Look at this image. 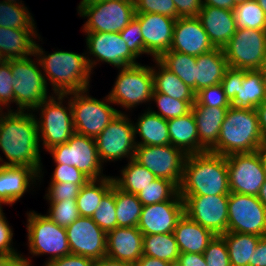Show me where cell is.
<instances>
[{"mask_svg": "<svg viewBox=\"0 0 266 266\" xmlns=\"http://www.w3.org/2000/svg\"><path fill=\"white\" fill-rule=\"evenodd\" d=\"M0 111V148L8 162L3 166H28L41 177L40 139L37 119L33 113ZM2 113V114H1Z\"/></svg>", "mask_w": 266, "mask_h": 266, "instance_id": "cell-1", "label": "cell"}, {"mask_svg": "<svg viewBox=\"0 0 266 266\" xmlns=\"http://www.w3.org/2000/svg\"><path fill=\"white\" fill-rule=\"evenodd\" d=\"M230 194L227 159L210 151L187 155L179 195Z\"/></svg>", "mask_w": 266, "mask_h": 266, "instance_id": "cell-2", "label": "cell"}, {"mask_svg": "<svg viewBox=\"0 0 266 266\" xmlns=\"http://www.w3.org/2000/svg\"><path fill=\"white\" fill-rule=\"evenodd\" d=\"M39 44L35 45L33 56L37 58L46 76L51 82L54 94H67L89 88L91 69L85 54L68 51H55L46 55ZM48 77V78H45Z\"/></svg>", "mask_w": 266, "mask_h": 266, "instance_id": "cell-3", "label": "cell"}, {"mask_svg": "<svg viewBox=\"0 0 266 266\" xmlns=\"http://www.w3.org/2000/svg\"><path fill=\"white\" fill-rule=\"evenodd\" d=\"M266 145L255 109L230 106L221 125L217 144L210 152L225 157L259 150Z\"/></svg>", "mask_w": 266, "mask_h": 266, "instance_id": "cell-4", "label": "cell"}, {"mask_svg": "<svg viewBox=\"0 0 266 266\" xmlns=\"http://www.w3.org/2000/svg\"><path fill=\"white\" fill-rule=\"evenodd\" d=\"M78 11L85 32L120 33L135 16L133 0L81 1Z\"/></svg>", "mask_w": 266, "mask_h": 266, "instance_id": "cell-5", "label": "cell"}, {"mask_svg": "<svg viewBox=\"0 0 266 266\" xmlns=\"http://www.w3.org/2000/svg\"><path fill=\"white\" fill-rule=\"evenodd\" d=\"M87 91L65 95H72L70 104L75 132L95 139L121 111L110 106L112 102L108 95L103 102L87 95Z\"/></svg>", "mask_w": 266, "mask_h": 266, "instance_id": "cell-6", "label": "cell"}, {"mask_svg": "<svg viewBox=\"0 0 266 266\" xmlns=\"http://www.w3.org/2000/svg\"><path fill=\"white\" fill-rule=\"evenodd\" d=\"M11 73L13 75L14 102L18 106V111L35 110L47 95V85L44 73L38 67L39 61L35 63L31 58L9 59ZM38 64V65H36ZM25 109V110H24Z\"/></svg>", "mask_w": 266, "mask_h": 266, "instance_id": "cell-7", "label": "cell"}, {"mask_svg": "<svg viewBox=\"0 0 266 266\" xmlns=\"http://www.w3.org/2000/svg\"><path fill=\"white\" fill-rule=\"evenodd\" d=\"M27 219L28 246L33 255L50 254L45 265L71 254L66 229L53 222L47 215L29 212Z\"/></svg>", "mask_w": 266, "mask_h": 266, "instance_id": "cell-8", "label": "cell"}, {"mask_svg": "<svg viewBox=\"0 0 266 266\" xmlns=\"http://www.w3.org/2000/svg\"><path fill=\"white\" fill-rule=\"evenodd\" d=\"M58 96V97H57ZM45 99L35 110L41 108V116L37 120L39 139L43 141L44 148H50L66 143L75 133L70 101L68 107H64L65 94H56ZM41 133V135H40Z\"/></svg>", "mask_w": 266, "mask_h": 266, "instance_id": "cell-9", "label": "cell"}, {"mask_svg": "<svg viewBox=\"0 0 266 266\" xmlns=\"http://www.w3.org/2000/svg\"><path fill=\"white\" fill-rule=\"evenodd\" d=\"M153 90L151 67L138 64L120 69L108 97L113 104L130 109L140 103L151 101Z\"/></svg>", "mask_w": 266, "mask_h": 266, "instance_id": "cell-10", "label": "cell"}, {"mask_svg": "<svg viewBox=\"0 0 266 266\" xmlns=\"http://www.w3.org/2000/svg\"><path fill=\"white\" fill-rule=\"evenodd\" d=\"M47 151L52 154L56 164L75 166L90 179L106 177L101 175L103 164L99 160L94 138L75 132L66 143L56 145Z\"/></svg>", "mask_w": 266, "mask_h": 266, "instance_id": "cell-11", "label": "cell"}, {"mask_svg": "<svg viewBox=\"0 0 266 266\" xmlns=\"http://www.w3.org/2000/svg\"><path fill=\"white\" fill-rule=\"evenodd\" d=\"M223 51L229 67L259 70L266 53V30L236 29Z\"/></svg>", "mask_w": 266, "mask_h": 266, "instance_id": "cell-12", "label": "cell"}, {"mask_svg": "<svg viewBox=\"0 0 266 266\" xmlns=\"http://www.w3.org/2000/svg\"><path fill=\"white\" fill-rule=\"evenodd\" d=\"M187 154L171 144L136 146L133 159L156 178L168 179L180 186Z\"/></svg>", "mask_w": 266, "mask_h": 266, "instance_id": "cell-13", "label": "cell"}, {"mask_svg": "<svg viewBox=\"0 0 266 266\" xmlns=\"http://www.w3.org/2000/svg\"><path fill=\"white\" fill-rule=\"evenodd\" d=\"M227 232L266 236V207L257 196L230 192Z\"/></svg>", "mask_w": 266, "mask_h": 266, "instance_id": "cell-14", "label": "cell"}, {"mask_svg": "<svg viewBox=\"0 0 266 266\" xmlns=\"http://www.w3.org/2000/svg\"><path fill=\"white\" fill-rule=\"evenodd\" d=\"M101 163L124 157L133 159L136 149L134 124L125 114L118 115L95 138Z\"/></svg>", "mask_w": 266, "mask_h": 266, "instance_id": "cell-15", "label": "cell"}, {"mask_svg": "<svg viewBox=\"0 0 266 266\" xmlns=\"http://www.w3.org/2000/svg\"><path fill=\"white\" fill-rule=\"evenodd\" d=\"M184 213L214 235L227 232L229 194L180 195Z\"/></svg>", "mask_w": 266, "mask_h": 266, "instance_id": "cell-16", "label": "cell"}, {"mask_svg": "<svg viewBox=\"0 0 266 266\" xmlns=\"http://www.w3.org/2000/svg\"><path fill=\"white\" fill-rule=\"evenodd\" d=\"M226 159L230 192L257 196L266 180L259 150L232 154Z\"/></svg>", "mask_w": 266, "mask_h": 266, "instance_id": "cell-17", "label": "cell"}, {"mask_svg": "<svg viewBox=\"0 0 266 266\" xmlns=\"http://www.w3.org/2000/svg\"><path fill=\"white\" fill-rule=\"evenodd\" d=\"M87 50L89 54L96 57L97 60H91L87 56L89 67L92 68L97 64L95 61H103L114 65L118 69L138 65L136 56L129 50L125 41L121 38L120 33L105 32H85ZM99 59V60H98Z\"/></svg>", "mask_w": 266, "mask_h": 266, "instance_id": "cell-18", "label": "cell"}, {"mask_svg": "<svg viewBox=\"0 0 266 266\" xmlns=\"http://www.w3.org/2000/svg\"><path fill=\"white\" fill-rule=\"evenodd\" d=\"M65 229L71 254L93 260L106 256L107 233L91 217L79 216Z\"/></svg>", "mask_w": 266, "mask_h": 266, "instance_id": "cell-19", "label": "cell"}, {"mask_svg": "<svg viewBox=\"0 0 266 266\" xmlns=\"http://www.w3.org/2000/svg\"><path fill=\"white\" fill-rule=\"evenodd\" d=\"M143 35L145 53L159 59L170 50L175 20L156 13H135Z\"/></svg>", "mask_w": 266, "mask_h": 266, "instance_id": "cell-20", "label": "cell"}, {"mask_svg": "<svg viewBox=\"0 0 266 266\" xmlns=\"http://www.w3.org/2000/svg\"><path fill=\"white\" fill-rule=\"evenodd\" d=\"M184 214L183 200H169L142 207L137 228L143 235L173 233Z\"/></svg>", "mask_w": 266, "mask_h": 266, "instance_id": "cell-21", "label": "cell"}, {"mask_svg": "<svg viewBox=\"0 0 266 266\" xmlns=\"http://www.w3.org/2000/svg\"><path fill=\"white\" fill-rule=\"evenodd\" d=\"M214 49L198 17H179L175 20L170 51L195 56Z\"/></svg>", "mask_w": 266, "mask_h": 266, "instance_id": "cell-22", "label": "cell"}, {"mask_svg": "<svg viewBox=\"0 0 266 266\" xmlns=\"http://www.w3.org/2000/svg\"><path fill=\"white\" fill-rule=\"evenodd\" d=\"M106 256L135 264L143 256V233L137 227H116L109 231Z\"/></svg>", "mask_w": 266, "mask_h": 266, "instance_id": "cell-23", "label": "cell"}, {"mask_svg": "<svg viewBox=\"0 0 266 266\" xmlns=\"http://www.w3.org/2000/svg\"><path fill=\"white\" fill-rule=\"evenodd\" d=\"M198 18L214 48L223 49L237 29L233 10L202 6Z\"/></svg>", "mask_w": 266, "mask_h": 266, "instance_id": "cell-24", "label": "cell"}, {"mask_svg": "<svg viewBox=\"0 0 266 266\" xmlns=\"http://www.w3.org/2000/svg\"><path fill=\"white\" fill-rule=\"evenodd\" d=\"M228 108L192 105L199 137V153L210 151L218 142L219 133Z\"/></svg>", "mask_w": 266, "mask_h": 266, "instance_id": "cell-25", "label": "cell"}, {"mask_svg": "<svg viewBox=\"0 0 266 266\" xmlns=\"http://www.w3.org/2000/svg\"><path fill=\"white\" fill-rule=\"evenodd\" d=\"M35 180H38V173L33 168L0 165V201L14 204Z\"/></svg>", "mask_w": 266, "mask_h": 266, "instance_id": "cell-26", "label": "cell"}, {"mask_svg": "<svg viewBox=\"0 0 266 266\" xmlns=\"http://www.w3.org/2000/svg\"><path fill=\"white\" fill-rule=\"evenodd\" d=\"M180 253L202 254L208 243L215 236L210 230L202 227L185 213L176 223L173 231Z\"/></svg>", "mask_w": 266, "mask_h": 266, "instance_id": "cell-27", "label": "cell"}, {"mask_svg": "<svg viewBox=\"0 0 266 266\" xmlns=\"http://www.w3.org/2000/svg\"><path fill=\"white\" fill-rule=\"evenodd\" d=\"M228 68L225 53L221 48L198 55L195 65V93L202 88L221 84Z\"/></svg>", "mask_w": 266, "mask_h": 266, "instance_id": "cell-28", "label": "cell"}, {"mask_svg": "<svg viewBox=\"0 0 266 266\" xmlns=\"http://www.w3.org/2000/svg\"><path fill=\"white\" fill-rule=\"evenodd\" d=\"M36 29L0 27V55L4 60L26 58L35 53Z\"/></svg>", "mask_w": 266, "mask_h": 266, "instance_id": "cell-29", "label": "cell"}, {"mask_svg": "<svg viewBox=\"0 0 266 266\" xmlns=\"http://www.w3.org/2000/svg\"><path fill=\"white\" fill-rule=\"evenodd\" d=\"M170 144L187 155L199 153V137L195 117L188 114L167 120Z\"/></svg>", "mask_w": 266, "mask_h": 266, "instance_id": "cell-30", "label": "cell"}, {"mask_svg": "<svg viewBox=\"0 0 266 266\" xmlns=\"http://www.w3.org/2000/svg\"><path fill=\"white\" fill-rule=\"evenodd\" d=\"M266 100V79L259 70H244L242 85L230 102L232 107L255 109Z\"/></svg>", "mask_w": 266, "mask_h": 266, "instance_id": "cell-31", "label": "cell"}, {"mask_svg": "<svg viewBox=\"0 0 266 266\" xmlns=\"http://www.w3.org/2000/svg\"><path fill=\"white\" fill-rule=\"evenodd\" d=\"M134 133L139 134L141 142L137 146H163L170 144L167 120L150 110L142 114L134 125Z\"/></svg>", "mask_w": 266, "mask_h": 266, "instance_id": "cell-32", "label": "cell"}, {"mask_svg": "<svg viewBox=\"0 0 266 266\" xmlns=\"http://www.w3.org/2000/svg\"><path fill=\"white\" fill-rule=\"evenodd\" d=\"M158 66L152 70L154 91L170 96L181 101H195V92L186 85L175 73L167 69L158 59Z\"/></svg>", "mask_w": 266, "mask_h": 266, "instance_id": "cell-33", "label": "cell"}, {"mask_svg": "<svg viewBox=\"0 0 266 266\" xmlns=\"http://www.w3.org/2000/svg\"><path fill=\"white\" fill-rule=\"evenodd\" d=\"M220 236L226 243L231 266H252V256L260 236L237 232H226Z\"/></svg>", "mask_w": 266, "mask_h": 266, "instance_id": "cell-34", "label": "cell"}, {"mask_svg": "<svg viewBox=\"0 0 266 266\" xmlns=\"http://www.w3.org/2000/svg\"><path fill=\"white\" fill-rule=\"evenodd\" d=\"M113 184V177L107 176L101 179H90L83 185L76 198L80 216L91 217Z\"/></svg>", "mask_w": 266, "mask_h": 266, "instance_id": "cell-35", "label": "cell"}, {"mask_svg": "<svg viewBox=\"0 0 266 266\" xmlns=\"http://www.w3.org/2000/svg\"><path fill=\"white\" fill-rule=\"evenodd\" d=\"M143 255L175 262L180 255L173 233L143 235Z\"/></svg>", "mask_w": 266, "mask_h": 266, "instance_id": "cell-36", "label": "cell"}, {"mask_svg": "<svg viewBox=\"0 0 266 266\" xmlns=\"http://www.w3.org/2000/svg\"><path fill=\"white\" fill-rule=\"evenodd\" d=\"M121 175L120 178H113L114 184L135 195L156 179L153 173L134 159H129L127 166L121 170Z\"/></svg>", "mask_w": 266, "mask_h": 266, "instance_id": "cell-37", "label": "cell"}, {"mask_svg": "<svg viewBox=\"0 0 266 266\" xmlns=\"http://www.w3.org/2000/svg\"><path fill=\"white\" fill-rule=\"evenodd\" d=\"M116 219L118 227H137L143 204L137 195L125 192L115 185Z\"/></svg>", "mask_w": 266, "mask_h": 266, "instance_id": "cell-38", "label": "cell"}, {"mask_svg": "<svg viewBox=\"0 0 266 266\" xmlns=\"http://www.w3.org/2000/svg\"><path fill=\"white\" fill-rule=\"evenodd\" d=\"M158 60L195 92V56L169 50Z\"/></svg>", "mask_w": 266, "mask_h": 266, "instance_id": "cell-39", "label": "cell"}, {"mask_svg": "<svg viewBox=\"0 0 266 266\" xmlns=\"http://www.w3.org/2000/svg\"><path fill=\"white\" fill-rule=\"evenodd\" d=\"M137 195L143 206L169 200H183L179 195V187L168 179L156 178Z\"/></svg>", "mask_w": 266, "mask_h": 266, "instance_id": "cell-40", "label": "cell"}, {"mask_svg": "<svg viewBox=\"0 0 266 266\" xmlns=\"http://www.w3.org/2000/svg\"><path fill=\"white\" fill-rule=\"evenodd\" d=\"M237 29L266 30V14L255 0L234 7Z\"/></svg>", "mask_w": 266, "mask_h": 266, "instance_id": "cell-41", "label": "cell"}, {"mask_svg": "<svg viewBox=\"0 0 266 266\" xmlns=\"http://www.w3.org/2000/svg\"><path fill=\"white\" fill-rule=\"evenodd\" d=\"M0 27L36 29L34 19L23 4L0 1Z\"/></svg>", "mask_w": 266, "mask_h": 266, "instance_id": "cell-42", "label": "cell"}, {"mask_svg": "<svg viewBox=\"0 0 266 266\" xmlns=\"http://www.w3.org/2000/svg\"><path fill=\"white\" fill-rule=\"evenodd\" d=\"M152 99L156 102L159 111H150L157 115H160L166 120L188 114L189 112H191L192 105L195 103V101H181L178 99H173L168 95L156 92L154 90L151 100Z\"/></svg>", "mask_w": 266, "mask_h": 266, "instance_id": "cell-43", "label": "cell"}, {"mask_svg": "<svg viewBox=\"0 0 266 266\" xmlns=\"http://www.w3.org/2000/svg\"><path fill=\"white\" fill-rule=\"evenodd\" d=\"M91 218L106 233L118 227L116 219L115 184L103 196L99 207H97Z\"/></svg>", "mask_w": 266, "mask_h": 266, "instance_id": "cell-44", "label": "cell"}, {"mask_svg": "<svg viewBox=\"0 0 266 266\" xmlns=\"http://www.w3.org/2000/svg\"><path fill=\"white\" fill-rule=\"evenodd\" d=\"M47 216L60 227L67 228L80 216L76 199L50 202Z\"/></svg>", "mask_w": 266, "mask_h": 266, "instance_id": "cell-45", "label": "cell"}, {"mask_svg": "<svg viewBox=\"0 0 266 266\" xmlns=\"http://www.w3.org/2000/svg\"><path fill=\"white\" fill-rule=\"evenodd\" d=\"M207 266H231L226 243L220 235H215L203 252Z\"/></svg>", "mask_w": 266, "mask_h": 266, "instance_id": "cell-46", "label": "cell"}, {"mask_svg": "<svg viewBox=\"0 0 266 266\" xmlns=\"http://www.w3.org/2000/svg\"><path fill=\"white\" fill-rule=\"evenodd\" d=\"M135 13H156L177 19L178 13L173 0H133Z\"/></svg>", "mask_w": 266, "mask_h": 266, "instance_id": "cell-47", "label": "cell"}, {"mask_svg": "<svg viewBox=\"0 0 266 266\" xmlns=\"http://www.w3.org/2000/svg\"><path fill=\"white\" fill-rule=\"evenodd\" d=\"M195 101L199 105L208 107L229 108L231 106L221 84L200 89L195 94Z\"/></svg>", "mask_w": 266, "mask_h": 266, "instance_id": "cell-48", "label": "cell"}, {"mask_svg": "<svg viewBox=\"0 0 266 266\" xmlns=\"http://www.w3.org/2000/svg\"><path fill=\"white\" fill-rule=\"evenodd\" d=\"M121 38L127 44L129 50L138 58L145 53L143 35L139 21L134 17L130 23L120 31Z\"/></svg>", "mask_w": 266, "mask_h": 266, "instance_id": "cell-49", "label": "cell"}, {"mask_svg": "<svg viewBox=\"0 0 266 266\" xmlns=\"http://www.w3.org/2000/svg\"><path fill=\"white\" fill-rule=\"evenodd\" d=\"M90 178L75 166L56 164L51 183L86 184Z\"/></svg>", "mask_w": 266, "mask_h": 266, "instance_id": "cell-50", "label": "cell"}, {"mask_svg": "<svg viewBox=\"0 0 266 266\" xmlns=\"http://www.w3.org/2000/svg\"><path fill=\"white\" fill-rule=\"evenodd\" d=\"M13 82L10 62L3 60L0 63V111L3 110L1 105L14 102Z\"/></svg>", "mask_w": 266, "mask_h": 266, "instance_id": "cell-51", "label": "cell"}, {"mask_svg": "<svg viewBox=\"0 0 266 266\" xmlns=\"http://www.w3.org/2000/svg\"><path fill=\"white\" fill-rule=\"evenodd\" d=\"M83 185L85 184L50 183L45 196L49 202L76 199Z\"/></svg>", "mask_w": 266, "mask_h": 266, "instance_id": "cell-52", "label": "cell"}, {"mask_svg": "<svg viewBox=\"0 0 266 266\" xmlns=\"http://www.w3.org/2000/svg\"><path fill=\"white\" fill-rule=\"evenodd\" d=\"M244 70L229 67L221 81L226 98L231 102L242 85Z\"/></svg>", "mask_w": 266, "mask_h": 266, "instance_id": "cell-53", "label": "cell"}, {"mask_svg": "<svg viewBox=\"0 0 266 266\" xmlns=\"http://www.w3.org/2000/svg\"><path fill=\"white\" fill-rule=\"evenodd\" d=\"M13 232L11 227L8 224V221H6V218L4 216V213H0V254H6L11 255L13 258H17L21 256L18 252L14 250V247L12 248L11 242H12Z\"/></svg>", "mask_w": 266, "mask_h": 266, "instance_id": "cell-54", "label": "cell"}, {"mask_svg": "<svg viewBox=\"0 0 266 266\" xmlns=\"http://www.w3.org/2000/svg\"><path fill=\"white\" fill-rule=\"evenodd\" d=\"M179 17H198L202 9L201 0H173Z\"/></svg>", "mask_w": 266, "mask_h": 266, "instance_id": "cell-55", "label": "cell"}, {"mask_svg": "<svg viewBox=\"0 0 266 266\" xmlns=\"http://www.w3.org/2000/svg\"><path fill=\"white\" fill-rule=\"evenodd\" d=\"M95 260L81 255L69 254L48 262L45 266H93Z\"/></svg>", "mask_w": 266, "mask_h": 266, "instance_id": "cell-56", "label": "cell"}, {"mask_svg": "<svg viewBox=\"0 0 266 266\" xmlns=\"http://www.w3.org/2000/svg\"><path fill=\"white\" fill-rule=\"evenodd\" d=\"M177 261L182 266H207L203 253H180Z\"/></svg>", "mask_w": 266, "mask_h": 266, "instance_id": "cell-57", "label": "cell"}, {"mask_svg": "<svg viewBox=\"0 0 266 266\" xmlns=\"http://www.w3.org/2000/svg\"><path fill=\"white\" fill-rule=\"evenodd\" d=\"M252 266H266V236L260 238L254 250Z\"/></svg>", "mask_w": 266, "mask_h": 266, "instance_id": "cell-58", "label": "cell"}, {"mask_svg": "<svg viewBox=\"0 0 266 266\" xmlns=\"http://www.w3.org/2000/svg\"><path fill=\"white\" fill-rule=\"evenodd\" d=\"M255 110L258 115L261 134L266 142V100L261 105L256 107Z\"/></svg>", "mask_w": 266, "mask_h": 266, "instance_id": "cell-59", "label": "cell"}, {"mask_svg": "<svg viewBox=\"0 0 266 266\" xmlns=\"http://www.w3.org/2000/svg\"><path fill=\"white\" fill-rule=\"evenodd\" d=\"M202 6H211L227 10H234L236 6L233 0H201Z\"/></svg>", "mask_w": 266, "mask_h": 266, "instance_id": "cell-60", "label": "cell"}, {"mask_svg": "<svg viewBox=\"0 0 266 266\" xmlns=\"http://www.w3.org/2000/svg\"><path fill=\"white\" fill-rule=\"evenodd\" d=\"M168 265L169 262L167 261L144 255L135 263V266H168Z\"/></svg>", "mask_w": 266, "mask_h": 266, "instance_id": "cell-61", "label": "cell"}, {"mask_svg": "<svg viewBox=\"0 0 266 266\" xmlns=\"http://www.w3.org/2000/svg\"><path fill=\"white\" fill-rule=\"evenodd\" d=\"M93 266H135V264L114 260L105 256L99 260H95Z\"/></svg>", "mask_w": 266, "mask_h": 266, "instance_id": "cell-62", "label": "cell"}, {"mask_svg": "<svg viewBox=\"0 0 266 266\" xmlns=\"http://www.w3.org/2000/svg\"><path fill=\"white\" fill-rule=\"evenodd\" d=\"M7 266H31V260L28 258H23V256H19L17 258H13Z\"/></svg>", "mask_w": 266, "mask_h": 266, "instance_id": "cell-63", "label": "cell"}, {"mask_svg": "<svg viewBox=\"0 0 266 266\" xmlns=\"http://www.w3.org/2000/svg\"><path fill=\"white\" fill-rule=\"evenodd\" d=\"M257 197L263 203V205L266 207V180L263 183L262 187L260 188V191H259Z\"/></svg>", "mask_w": 266, "mask_h": 266, "instance_id": "cell-64", "label": "cell"}, {"mask_svg": "<svg viewBox=\"0 0 266 266\" xmlns=\"http://www.w3.org/2000/svg\"><path fill=\"white\" fill-rule=\"evenodd\" d=\"M259 155H260L263 167H264V171L266 173V145L262 146L259 149Z\"/></svg>", "mask_w": 266, "mask_h": 266, "instance_id": "cell-65", "label": "cell"}, {"mask_svg": "<svg viewBox=\"0 0 266 266\" xmlns=\"http://www.w3.org/2000/svg\"><path fill=\"white\" fill-rule=\"evenodd\" d=\"M12 259L11 255L0 254V266H7Z\"/></svg>", "mask_w": 266, "mask_h": 266, "instance_id": "cell-66", "label": "cell"}, {"mask_svg": "<svg viewBox=\"0 0 266 266\" xmlns=\"http://www.w3.org/2000/svg\"><path fill=\"white\" fill-rule=\"evenodd\" d=\"M259 71L261 72V74L266 79V53L264 55V58H263V61H262V65H261Z\"/></svg>", "mask_w": 266, "mask_h": 266, "instance_id": "cell-67", "label": "cell"}, {"mask_svg": "<svg viewBox=\"0 0 266 266\" xmlns=\"http://www.w3.org/2000/svg\"><path fill=\"white\" fill-rule=\"evenodd\" d=\"M266 14V0H255Z\"/></svg>", "mask_w": 266, "mask_h": 266, "instance_id": "cell-68", "label": "cell"}, {"mask_svg": "<svg viewBox=\"0 0 266 266\" xmlns=\"http://www.w3.org/2000/svg\"><path fill=\"white\" fill-rule=\"evenodd\" d=\"M233 1H234L235 5H239V4H242V3L249 1V0H233Z\"/></svg>", "mask_w": 266, "mask_h": 266, "instance_id": "cell-69", "label": "cell"}, {"mask_svg": "<svg viewBox=\"0 0 266 266\" xmlns=\"http://www.w3.org/2000/svg\"><path fill=\"white\" fill-rule=\"evenodd\" d=\"M3 1H6V2H9V3H15V4H23L22 2H17V0H3Z\"/></svg>", "mask_w": 266, "mask_h": 266, "instance_id": "cell-70", "label": "cell"}, {"mask_svg": "<svg viewBox=\"0 0 266 266\" xmlns=\"http://www.w3.org/2000/svg\"><path fill=\"white\" fill-rule=\"evenodd\" d=\"M168 266H182L178 261L170 262Z\"/></svg>", "mask_w": 266, "mask_h": 266, "instance_id": "cell-71", "label": "cell"}, {"mask_svg": "<svg viewBox=\"0 0 266 266\" xmlns=\"http://www.w3.org/2000/svg\"><path fill=\"white\" fill-rule=\"evenodd\" d=\"M2 204H3L2 201H0V213L3 212L2 207H1Z\"/></svg>", "mask_w": 266, "mask_h": 266, "instance_id": "cell-72", "label": "cell"}, {"mask_svg": "<svg viewBox=\"0 0 266 266\" xmlns=\"http://www.w3.org/2000/svg\"><path fill=\"white\" fill-rule=\"evenodd\" d=\"M82 1H103V0H82Z\"/></svg>", "mask_w": 266, "mask_h": 266, "instance_id": "cell-73", "label": "cell"}, {"mask_svg": "<svg viewBox=\"0 0 266 266\" xmlns=\"http://www.w3.org/2000/svg\"><path fill=\"white\" fill-rule=\"evenodd\" d=\"M0 162H2V164H0V165H2L3 166V159L1 158V156H0Z\"/></svg>", "mask_w": 266, "mask_h": 266, "instance_id": "cell-74", "label": "cell"}, {"mask_svg": "<svg viewBox=\"0 0 266 266\" xmlns=\"http://www.w3.org/2000/svg\"><path fill=\"white\" fill-rule=\"evenodd\" d=\"M4 59L1 57V55H0V63L3 61Z\"/></svg>", "mask_w": 266, "mask_h": 266, "instance_id": "cell-75", "label": "cell"}]
</instances>
